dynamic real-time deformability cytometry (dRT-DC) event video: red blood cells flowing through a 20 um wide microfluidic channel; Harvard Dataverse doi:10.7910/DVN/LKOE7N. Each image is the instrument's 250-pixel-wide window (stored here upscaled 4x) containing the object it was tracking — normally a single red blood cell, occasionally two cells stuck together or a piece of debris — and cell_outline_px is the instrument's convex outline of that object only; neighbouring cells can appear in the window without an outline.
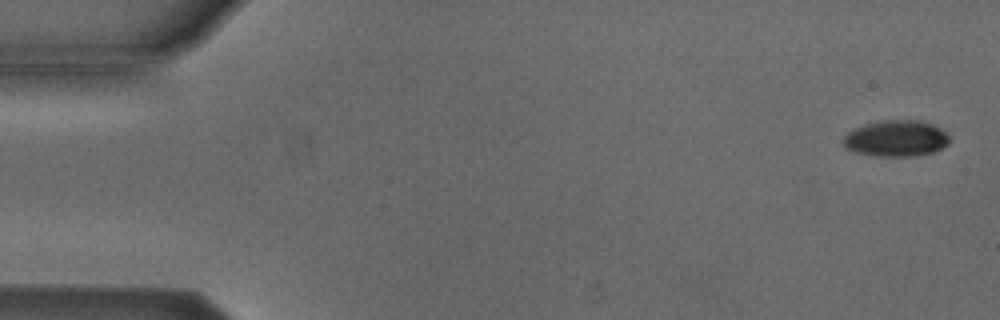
{"species": "Egyptian fruit bat (a non-hibernating species)", "species_latin": "Rousettus aegyptiacus", "temperature_condition": "cold", "stored_images_in_passage": 14, "camera_frame_rate_fps": 3000, "um_per_image_px": 0.085, "animal": {"sex": "male"}, "frame": {"image": 1, "passage_image": 1, "time_ms": 0.0, "image_size_px": [1000, 320], "cell_outline_px": [[948, 144], [932, 152], [916, 156], [876, 156], [856, 152], [848, 148], [844, 144], [844, 136], [848, 132], [864, 124], [884, 120], [920, 120], [932, 124], [948, 132]], "centroid_in_image_um": [76.19, 11.76], "position_along_channel_um": 8.8, "area_um2": 22.25}}
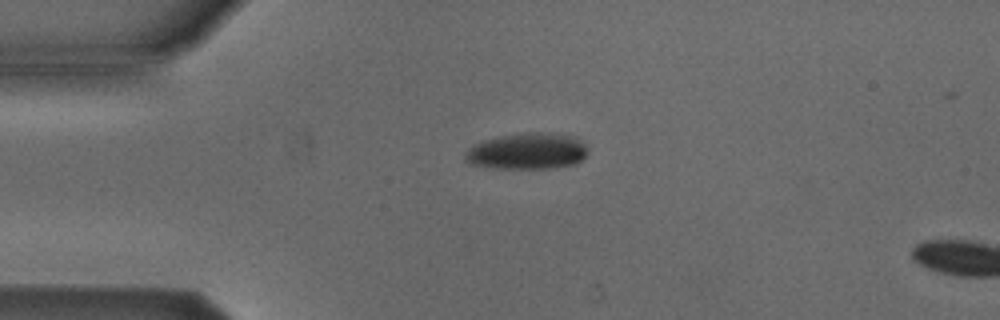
{"frame": {"image": 2, "passage_image": 12, "time_ms": 3.667, "image_size_px": [1000, 320], "cell_outline_px": [[588, 152], [576, 164], [548, 168], [496, 168], [468, 164], [464, 160], [464, 156], [472, 144], [484, 140], [500, 136], [528, 132], [536, 132], [572, 136], [580, 140], [584, 144]], "centroid_in_image_um": [44.77, 12.86], "position_along_channel_um": 40.2, "area_um2": 25.78}}